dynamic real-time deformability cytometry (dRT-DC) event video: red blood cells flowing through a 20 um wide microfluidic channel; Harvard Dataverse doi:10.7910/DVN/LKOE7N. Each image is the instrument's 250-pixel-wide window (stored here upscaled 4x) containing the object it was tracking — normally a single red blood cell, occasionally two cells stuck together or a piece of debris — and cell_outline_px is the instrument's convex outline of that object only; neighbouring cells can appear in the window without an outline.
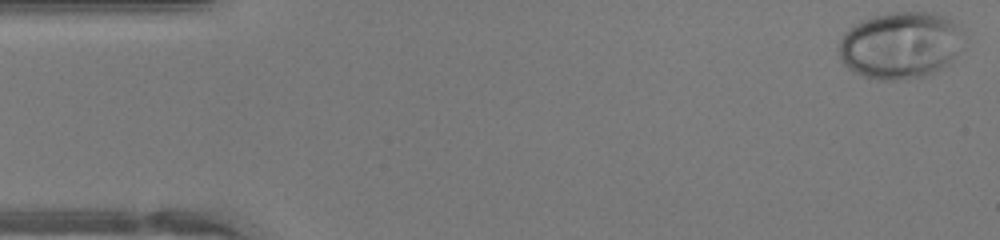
{"species": "human", "species_latin": "Homo sapiens", "temperature_condition": "warm", "stored_images_in_passage": 46, "camera_frame_rate_fps": 3000, "um_per_image_px": 0.085, "donor": {"sex": "female"}, "frame": {"image": 1, "passage_image": 1, "time_ms": 0.0, "image_size_px": [1000, 240], "cell_outline_px": [[956, 52], [936, 72], [928, 76], [908, 80], [876, 80], [864, 76], [848, 68], [840, 60], [840, 40], [844, 32], [848, 28], [860, 20], [876, 16], [896, 12], [932, 12], [944, 16], [952, 20]], "centroid_in_image_um": [76.37, 3.87], "position_along_channel_um": 8.6, "area_um2": 47.28}}
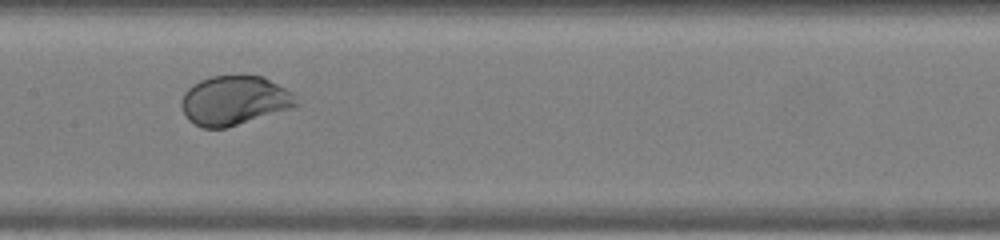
{"frame": {"image": 2, "passage_image": 22, "time_ms": 7.0, "image_size_px": [1000, 240], "cell_outline_px": [[300, 104], [292, 108], [224, 128], [204, 128], [188, 120], [184, 116], [180, 104], [180, 100], [184, 92], [192, 84], [200, 80], [212, 76], [264, 76], [292, 92], [296, 96]], "centroid_in_image_um": [19.9, 8.53], "position_along_channel_um": 187.5, "area_um2": 33.0}}
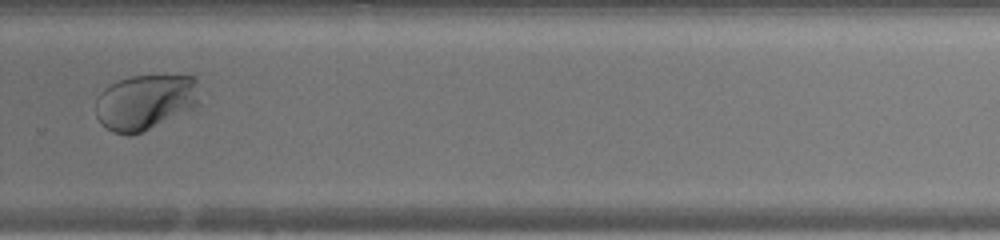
{"frame": {"image": 3, "passage_image": 31, "time_ms": 10.0, "image_size_px": [1000, 240], "cell_outline_px": [[196, 104], [192, 108], [140, 132], [128, 136], [112, 132], [96, 116], [96, 96], [104, 88], [120, 80], [132, 76], [196, 76]], "centroid_in_image_um": [12.27, 8.67], "position_along_channel_um": 317.5, "area_um2": 32.66}, "authors_computed_cell_mechanics": {"area_um2": 37.3677, "velocity_mm_per_s": 4.3513, "shape_relaxation_time_tau1_ms": 3.353, "shape_relaxation_time_tau2_ms": null, "deformation_change_tau1": 0.1846, "deformation_change_tau2": null}}